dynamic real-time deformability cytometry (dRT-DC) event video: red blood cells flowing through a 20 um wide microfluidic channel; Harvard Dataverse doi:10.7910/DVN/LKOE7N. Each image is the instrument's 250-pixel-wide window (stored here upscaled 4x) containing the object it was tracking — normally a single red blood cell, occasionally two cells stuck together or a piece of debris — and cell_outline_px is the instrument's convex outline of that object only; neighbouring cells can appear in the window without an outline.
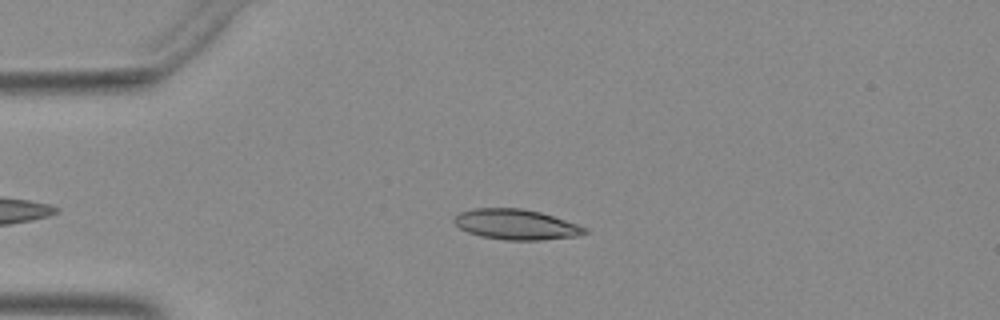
{"species": "Egyptian fruit bat (a non-hibernating species)", "species_latin": "Rousettus aegyptiacus", "temperature_condition": "warm", "stored_images_in_passage": 41, "camera_frame_rate_fps": 3000, "um_per_image_px": 0.085, "animal": {"sex": "female"}, "frame": {"image": 1, "passage_image": 3, "time_ms": 0.667, "image_size_px": [1000, 320], "cell_outline_px": [[588, 232], [580, 236], [540, 240], [504, 240], [480, 236], [468, 232], [460, 228], [452, 220], [460, 212], [472, 208], [520, 208], [540, 212], [588, 228]], "centroid_in_image_um": [43.86, 19.08], "position_along_channel_um": 41.1, "area_um2": 23.06}}
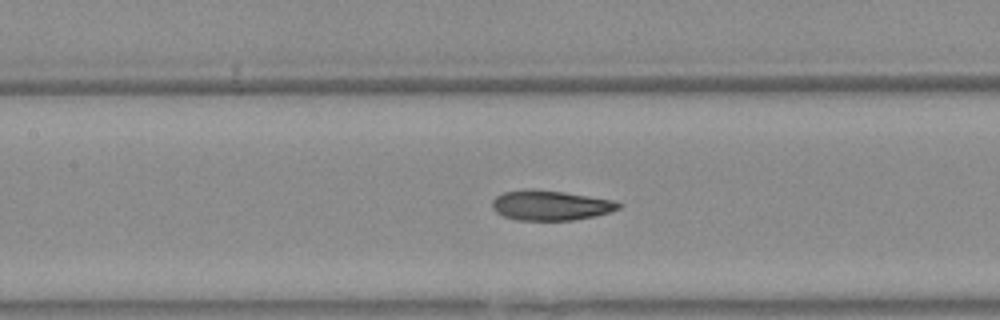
{"frame": {"image": 2, "passage_image": 14, "time_ms": 4.333, "image_size_px": [1000, 320], "cell_outline_px": [[624, 204], [620, 208], [596, 216], [572, 220], [516, 220], [504, 216], [496, 212], [492, 208], [492, 200], [496, 196], [504, 192], [528, 188], [532, 188], [564, 192], [612, 200]], "centroid_in_image_um": [46.77, 17.45], "position_along_channel_um": 160.6, "area_um2": 22.14}}
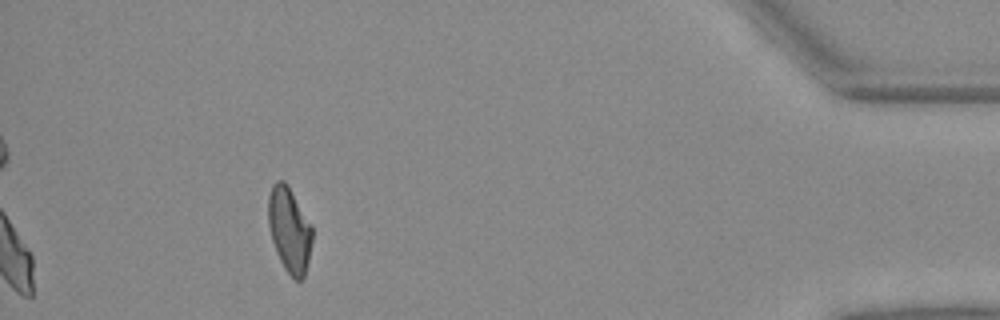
{"frame": {"image": 3, "passage_image": 37, "time_ms": 12.0, "image_size_px": [1000, 320], "cell_outline_px": [[312, 240], [308, 260], [304, 276], [300, 280], [296, 280], [284, 268], [276, 252], [272, 240], [268, 224], [268, 196], [272, 184], [276, 180], [284, 180], [288, 184], [312, 224]], "centroid_in_image_um": [24.59, 19.47], "position_along_channel_um": 410.6, "area_um2": 21.91}}